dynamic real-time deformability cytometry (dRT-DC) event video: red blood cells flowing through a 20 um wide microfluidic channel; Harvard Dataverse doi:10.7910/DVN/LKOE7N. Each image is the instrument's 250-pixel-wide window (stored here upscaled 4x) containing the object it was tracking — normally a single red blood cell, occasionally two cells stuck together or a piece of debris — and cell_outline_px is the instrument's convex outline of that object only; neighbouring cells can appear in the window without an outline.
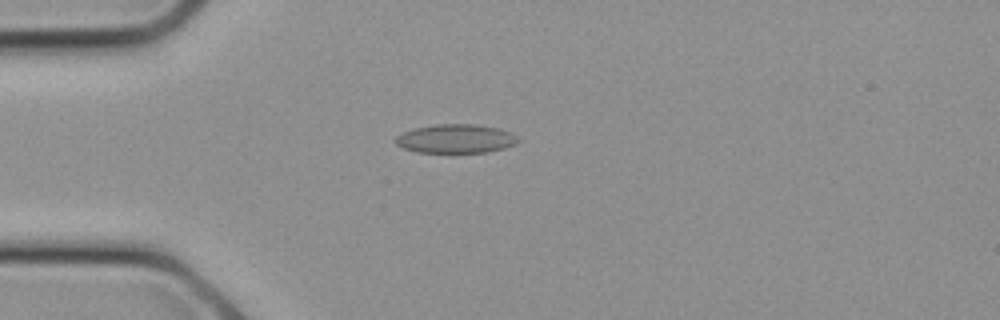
{"species": "common noctule bat (a hibernating species)", "species_latin": "Nyctalus noctula", "temperature_condition": "cold", "stored_images_in_passage": 7, "camera_frame_rate_fps": 3000, "um_per_image_px": 0.085, "animal": {"sex": "female", "body_mass_g": 21.9}, "frame": {"image": 1, "passage_image": 6, "time_ms": 1.667, "image_size_px": [1000, 320], "cell_outline_px": [[524, 140], [516, 144], [504, 148], [488, 152], [452, 156], [416, 152], [400, 148], [392, 140], [396, 136], [404, 132], [416, 128], [436, 124], [472, 124], [496, 128], [508, 132]], "centroid_in_image_um": [38.7, 11.86], "position_along_channel_um": 46.3, "area_um2": 21.68}}